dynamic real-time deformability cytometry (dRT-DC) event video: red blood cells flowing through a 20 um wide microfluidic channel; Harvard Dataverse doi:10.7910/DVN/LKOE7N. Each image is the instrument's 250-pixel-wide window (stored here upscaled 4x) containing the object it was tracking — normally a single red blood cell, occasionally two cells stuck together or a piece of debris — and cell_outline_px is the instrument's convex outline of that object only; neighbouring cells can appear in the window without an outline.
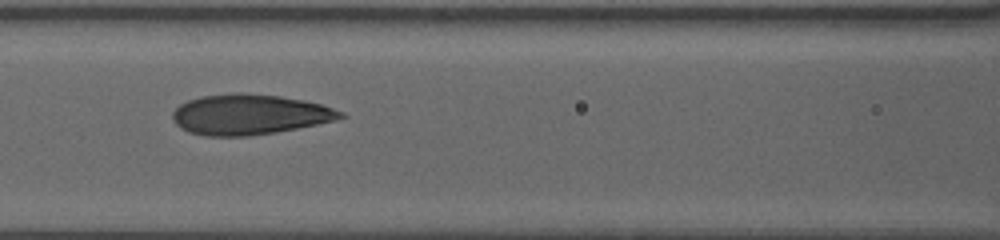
{"species": "human", "species_latin": "Homo sapiens", "temperature_condition": "warm", "stored_images_in_passage": 11, "camera_frame_rate_fps": 3000, "um_per_image_px": 0.085, "donor": {"sex": "female"}, "frame": {"image": 1, "passage_image": 9, "time_ms": 2.667, "image_size_px": [1000, 240], "cell_outline_px": [[348, 116], [336, 120], [276, 132], [248, 136], [204, 136], [188, 132], [180, 128], [172, 120], [172, 112], [180, 104], [188, 100], [200, 96], [236, 92], [240, 92], [280, 96], [304, 100], [320, 104], [344, 112]], "centroid_in_image_um": [21.18, 9.73], "position_along_channel_um": 145.4, "area_um2": 39.65}}
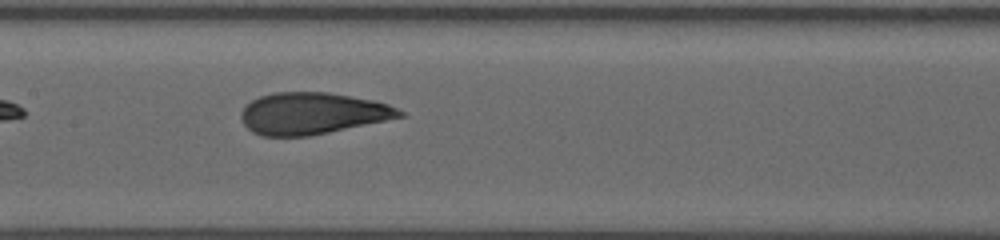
{"frame": {"image": 2, "passage_image": 10, "time_ms": 3.0, "image_size_px": [1000, 240], "cell_outline_px": [[408, 116], [308, 136], [260, 136], [252, 132], [244, 124], [240, 116], [240, 112], [252, 100], [260, 96], [276, 92], [328, 92], [372, 100], [388, 104], [404, 112]], "centroid_in_image_um": [26.55, 9.64], "position_along_channel_um": 180.8, "area_um2": 38.44}}
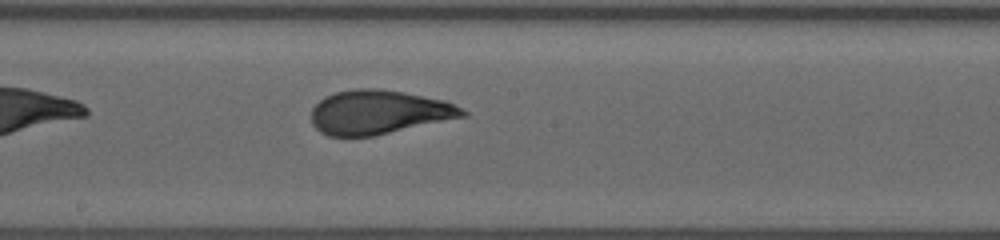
{"frame": {"image": 3, "passage_image": 11, "time_ms": 3.333, "image_size_px": [1000, 240], "cell_outline_px": [[468, 116], [372, 136], [328, 136], [320, 132], [312, 124], [312, 108], [324, 96], [336, 92], [356, 88], [380, 88], [404, 92], [444, 100], [468, 112]], "centroid_in_image_um": [32.18, 9.53], "position_along_channel_um": 216.0, "area_um2": 38.78}}